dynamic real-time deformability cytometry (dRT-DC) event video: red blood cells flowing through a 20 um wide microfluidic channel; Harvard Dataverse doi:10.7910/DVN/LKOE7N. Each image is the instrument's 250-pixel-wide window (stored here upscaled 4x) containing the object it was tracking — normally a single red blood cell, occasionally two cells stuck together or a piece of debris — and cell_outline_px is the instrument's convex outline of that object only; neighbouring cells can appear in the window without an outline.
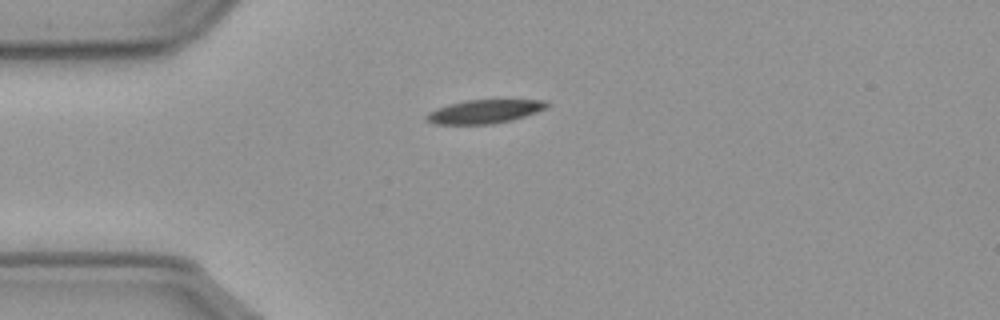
{"species": "common noctule bat (a hibernating species)", "species_latin": "Nyctalus noctula", "temperature_condition": "cold", "stored_images_in_passage": 40, "camera_frame_rate_fps": 3000, "um_per_image_px": 0.085, "animal": {"sex": "male", "body_mass_g": 23.1, "forearm_length_mm": 52.7}, "frame": {"image": 1, "passage_image": 2, "time_ms": 0.333, "image_size_px": [1000, 320], "cell_outline_px": [[552, 104], [548, 108], [512, 120], [492, 124], [432, 124], [424, 120], [424, 116], [428, 112], [436, 108], [448, 104], [464, 100], [548, 100]], "centroid_in_image_um": [41.17, 9.48], "position_along_channel_um": 43.8, "area_um2": 16.88}}
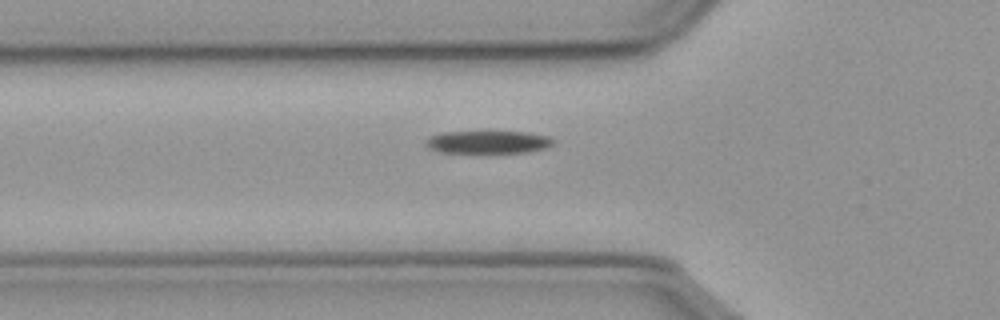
{"frame": {"image": 2, "passage_image": 7, "time_ms": 2.0, "image_size_px": [1000, 320], "cell_outline_px": [[556, 140], [552, 144], [544, 148], [524, 152], [440, 152], [432, 148], [428, 144], [428, 140], [432, 136], [444, 132], [528, 132], [548, 136]], "centroid_in_image_um": [41.57, 12.07], "position_along_channel_um": 84.2, "area_um2": 16.3}}
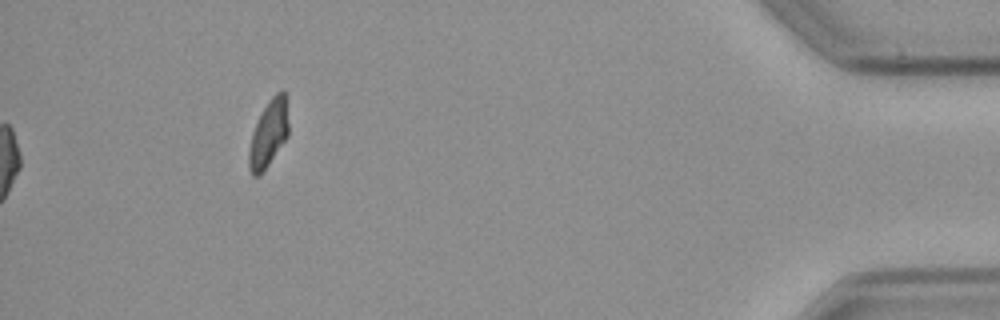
{"frame": {"image": 3, "passage_image": 40, "time_ms": 13.0, "image_size_px": [1000, 320], "cell_outline_px": [[288, 136], [260, 176], [252, 176], [248, 168], [248, 152], [252, 132], [264, 108], [272, 96], [280, 88], [284, 88], [288, 124]], "centroid_in_image_um": [22.81, 11.38], "position_along_channel_um": 412.4, "area_um2": 15.37}, "authors_computed_cell_mechanics": {"area_um2": 17.0799, "velocity_mm_per_s": 3.5895, "shape_relaxation_time_tau1_ms": 4.8661, "shape_relaxation_time_tau2_ms": null, "deformation_change_tau1": 0.1554, "deformation_change_tau2": null}}